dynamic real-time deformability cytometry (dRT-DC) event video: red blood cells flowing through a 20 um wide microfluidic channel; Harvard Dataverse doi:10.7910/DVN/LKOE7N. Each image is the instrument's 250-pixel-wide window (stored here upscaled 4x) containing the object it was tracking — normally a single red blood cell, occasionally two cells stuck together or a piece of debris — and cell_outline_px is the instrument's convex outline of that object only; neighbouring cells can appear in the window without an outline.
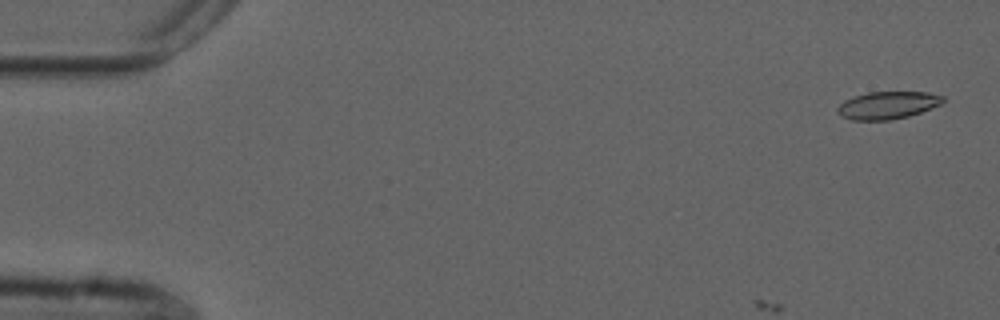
{"species": "common noctule bat (a hibernating species)", "species_latin": "Nyctalus noctula", "temperature_condition": "cold", "stored_images_in_passage": 15, "camera_frame_rate_fps": 3000, "um_per_image_px": 0.085, "animal": {"sex": "male", "forearm_length_mm": 52.5}, "frame": {"image": 1, "passage_image": 2, "time_ms": 0.333, "image_size_px": [1000, 320], "cell_outline_px": [[944, 100], [940, 104], [920, 112], [908, 116], [892, 120], [852, 120], [840, 116], [836, 112], [836, 108], [844, 100], [852, 96], [868, 92], [928, 92], [944, 96]], "centroid_in_image_um": [75.39, 8.94], "position_along_channel_um": 9.6, "area_um2": 16.99}}
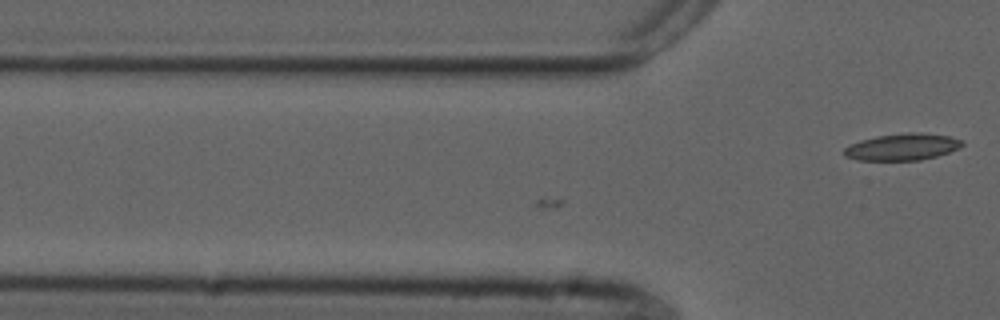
{"frame": {"image": 2, "passage_image": 15, "time_ms": 4.667, "image_size_px": [1000, 320], "cell_outline_px": [[964, 144], [948, 152], [936, 156], [920, 160], [856, 160], [844, 156], [844, 148], [848, 144], [860, 140], [876, 136], [904, 132], [920, 132], [948, 136], [964, 140]], "centroid_in_image_um": [76.65, 12.48], "position_along_channel_um": 49.1, "area_um2": 18.5}}